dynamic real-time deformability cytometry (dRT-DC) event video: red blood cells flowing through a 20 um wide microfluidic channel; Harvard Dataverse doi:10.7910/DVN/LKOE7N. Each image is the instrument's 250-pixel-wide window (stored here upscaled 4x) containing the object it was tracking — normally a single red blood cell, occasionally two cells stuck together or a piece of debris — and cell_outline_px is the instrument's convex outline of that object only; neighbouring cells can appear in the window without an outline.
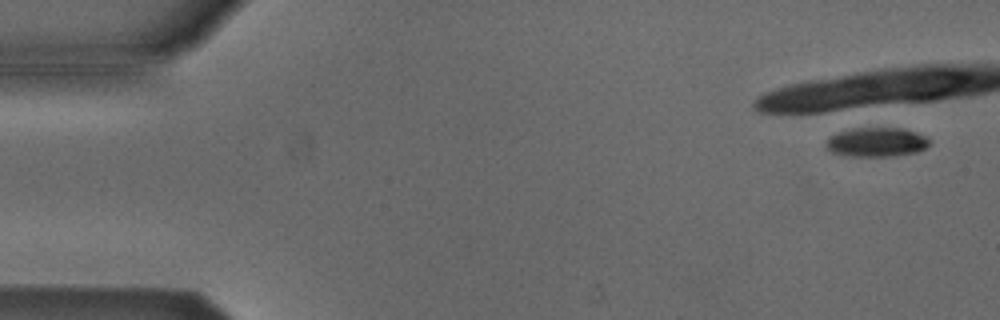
{"species": "Egyptian fruit bat (a non-hibernating species)", "species_latin": "Rousettus aegyptiacus", "temperature_condition": "cold", "stored_images_in_passage": 3, "camera_frame_rate_fps": 3000, "um_per_image_px": 0.085, "animal": {"sex": "male"}, "frame": {"image": 1, "passage_image": 1, "time_ms": 0.0, "image_size_px": [1000, 320], "cell_outline_px": [[928, 144], [924, 148], [916, 152], [892, 156], [852, 156], [832, 152], [828, 148], [828, 140], [832, 136], [840, 132], [856, 128], [896, 128], [912, 132], [924, 136], [928, 140]], "centroid_in_image_um": [74.51, 12.09], "position_along_channel_um": 10.5, "area_um2": 16.88}}